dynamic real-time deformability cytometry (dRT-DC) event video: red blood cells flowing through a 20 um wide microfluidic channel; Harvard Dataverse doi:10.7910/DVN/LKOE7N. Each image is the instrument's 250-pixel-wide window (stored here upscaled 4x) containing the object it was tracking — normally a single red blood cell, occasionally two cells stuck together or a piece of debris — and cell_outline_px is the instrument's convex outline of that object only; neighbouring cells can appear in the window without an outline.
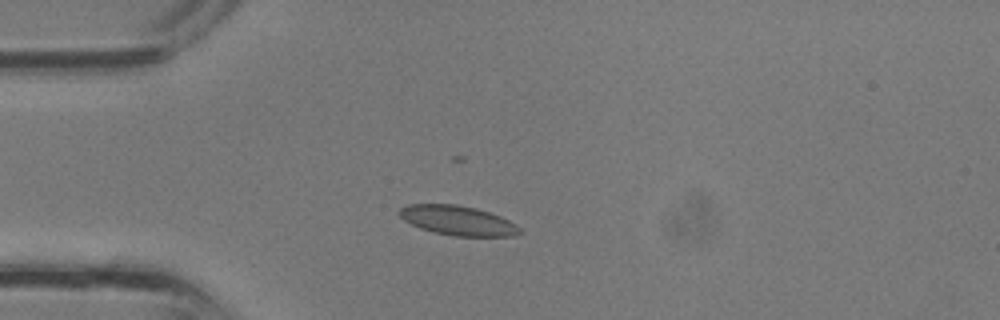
{"species": "common noctule bat (a hibernating species)", "species_latin": "Nyctalus noctula", "temperature_condition": "room temperature", "stored_images_in_passage": 28, "camera_frame_rate_fps": 3000, "um_per_image_px": 0.085, "animal": {"sex": "male", "body_mass_g": 13.3}, "frame": {"image": 1, "passage_image": 1, "time_ms": 0.0, "image_size_px": [1000, 320], "cell_outline_px": [[524, 232], [516, 236], [452, 236], [420, 228], [404, 220], [396, 212], [400, 208], [408, 204], [456, 204], [476, 208], [500, 216], [516, 224]], "centroid_in_image_um": [38.92, 18.74], "position_along_channel_um": 46.1, "area_um2": 20.81}}
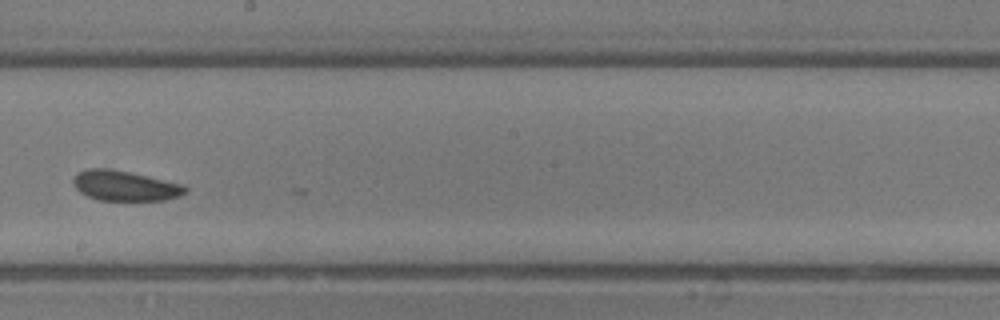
{"frame": {"image": 2, "passage_image": 12, "time_ms": 3.667, "image_size_px": [1000, 320], "cell_outline_px": [[188, 192], [180, 196], [164, 200], [100, 200], [88, 196], [80, 192], [76, 188], [72, 180], [80, 172], [88, 168], [108, 168], [128, 172], [184, 184], [188, 188]], "centroid_in_image_um": [10.66, 15.79], "position_along_channel_um": 237.5, "area_um2": 19.54}}
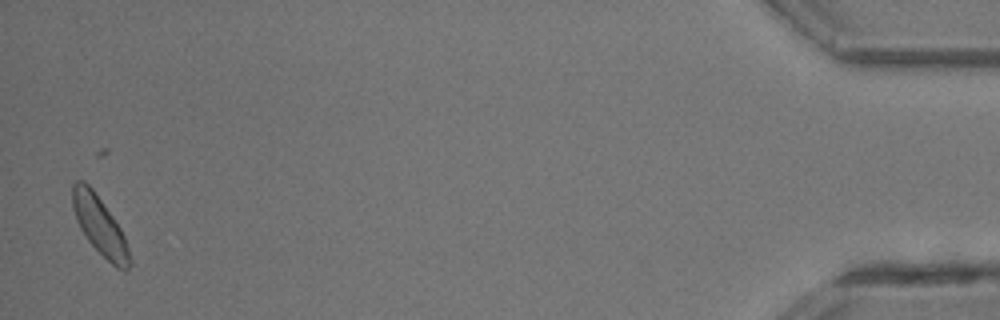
{"frame": {"image": 3, "passage_image": 27, "time_ms": 8.667, "image_size_px": [1000, 320], "cell_outline_px": [[132, 264], [128, 272], [124, 272], [116, 268], [88, 240], [80, 228], [76, 220], [72, 208], [72, 184], [76, 180], [84, 180], [92, 188], [112, 216], [120, 228], [124, 236], [132, 260]], "centroid_in_image_um": [8.49, 19.21], "position_along_channel_um": 426.7, "area_um2": 19.42}}